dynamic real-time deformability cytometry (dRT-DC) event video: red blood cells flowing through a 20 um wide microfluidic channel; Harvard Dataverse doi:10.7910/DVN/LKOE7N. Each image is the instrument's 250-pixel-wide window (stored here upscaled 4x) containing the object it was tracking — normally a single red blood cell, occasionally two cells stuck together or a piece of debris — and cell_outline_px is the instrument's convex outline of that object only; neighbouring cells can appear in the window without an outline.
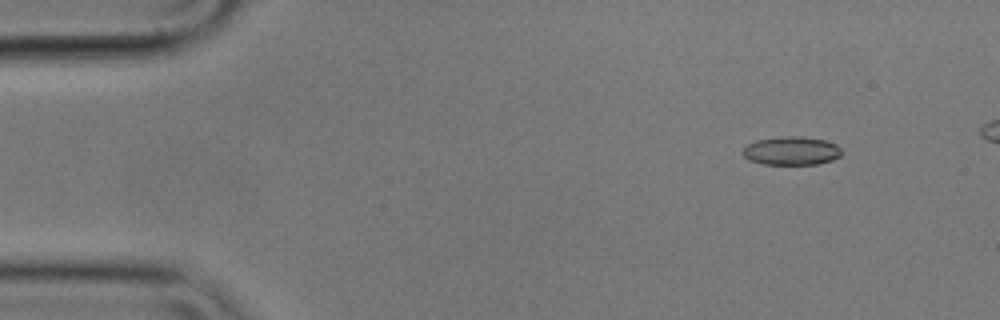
{"species": "common noctule bat (a hibernating species)", "species_latin": "Nyctalus noctula", "temperature_condition": "cold", "stored_images_in_passage": 52, "camera_frame_rate_fps": 3000, "um_per_image_px": 0.085, "animal": {"sex": "male", "body_mass_g": 17.9}, "frame": {"image": 1, "passage_image": 6, "time_ms": 1.667, "image_size_px": [1000, 320], "cell_outline_px": [[840, 156], [832, 160], [816, 164], [764, 164], [748, 160], [740, 152], [748, 144], [756, 140], [784, 136], [804, 136], [824, 140], [836, 144], [840, 148]], "centroid_in_image_um": [67.24, 12.81], "position_along_channel_um": 17.8, "area_um2": 16.42}}
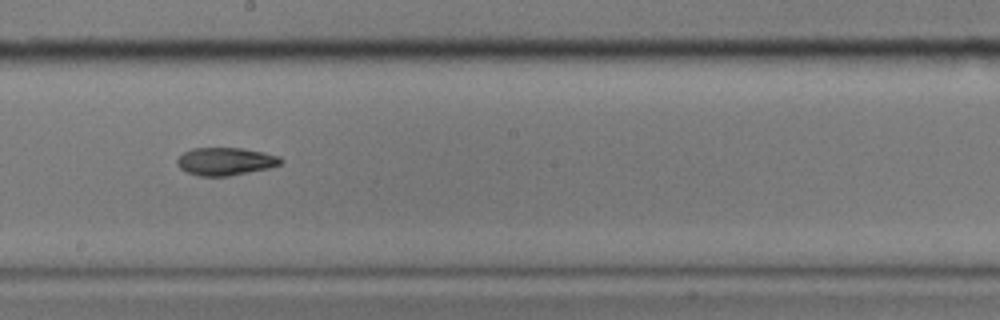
{"frame": {"image": 2, "passage_image": 31, "time_ms": 10.0, "image_size_px": [1000, 320], "cell_outline_px": [[284, 160], [280, 164], [268, 168], [228, 176], [200, 176], [188, 172], [180, 168], [176, 164], [176, 160], [184, 152], [192, 148], [244, 148], [264, 152], [280, 156]], "centroid_in_image_um": [19.17, 13.71], "position_along_channel_um": 229.0, "area_um2": 16.76}}
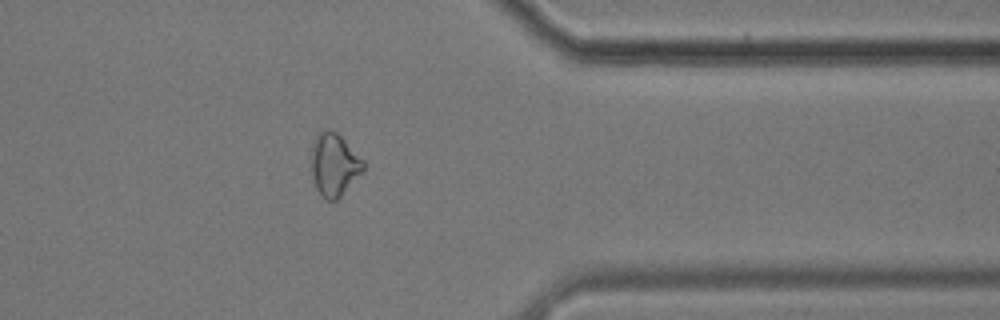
{"frame": {"image": 3, "passage_image": 45, "time_ms": 14.667, "image_size_px": [1000, 320], "cell_outline_px": [[364, 168], [340, 196], [336, 200], [328, 200], [316, 188], [312, 176], [312, 140], [324, 128], [328, 128], [336, 132], [364, 160]], "centroid_in_image_um": [28.38, 13.95], "position_along_channel_um": 383.0, "area_um2": 18.55}}